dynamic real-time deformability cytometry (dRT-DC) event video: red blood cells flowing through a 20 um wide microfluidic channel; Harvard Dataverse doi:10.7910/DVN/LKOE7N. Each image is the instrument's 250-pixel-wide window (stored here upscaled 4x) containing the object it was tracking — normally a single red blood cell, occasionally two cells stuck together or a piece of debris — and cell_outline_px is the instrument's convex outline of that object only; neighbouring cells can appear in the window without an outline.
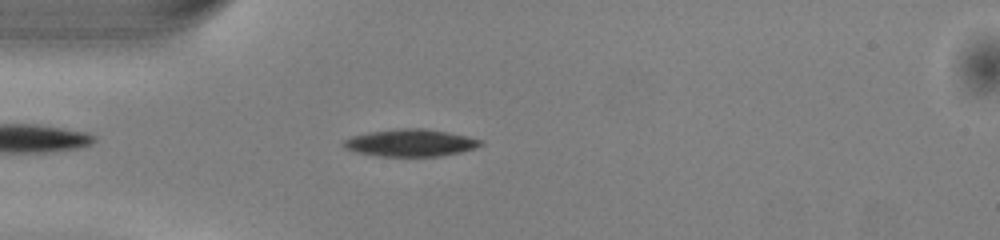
{"species": "common noctule bat (a hibernating species)", "species_latin": "Nyctalus noctula", "temperature_condition": "warm", "stored_images_in_passage": 36, "camera_frame_rate_fps": 3000, "um_per_image_px": 0.085, "animal": {"sex": "male", "body_mass_g": 13.0, "forearm_length_mm": 53.1}, "frame": {"image": 1, "passage_image": 2, "time_ms": 0.333, "image_size_px": [1000, 240], "cell_outline_px": [[484, 144], [476, 148], [460, 152], [440, 156], [380, 156], [356, 152], [344, 148], [344, 140], [352, 136], [368, 132], [400, 128], [424, 128], [448, 132], [468, 136], [484, 140]], "centroid_in_image_um": [34.94, 12.13], "position_along_channel_um": 50.1, "area_um2": 21.79}}
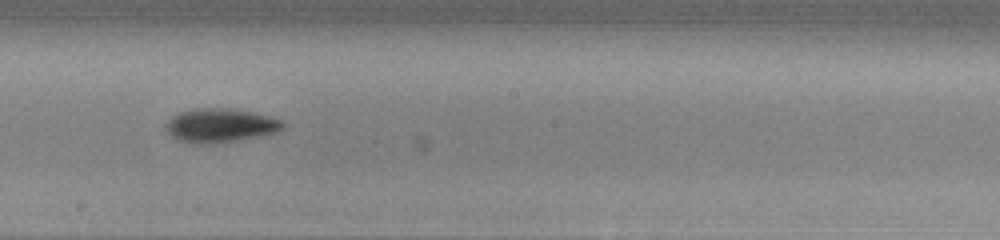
{"frame": {"image": 2, "passage_image": 16, "time_ms": 5.0, "image_size_px": [1000, 240], "cell_outline_px": [[284, 128], [280, 132], [264, 136], [216, 144], [192, 144], [176, 140], [164, 128], [164, 124], [172, 116], [180, 112], [192, 108], [236, 108], [268, 116], [280, 120], [284, 124]], "centroid_in_image_um": [18.72, 10.68], "position_along_channel_um": 229.5, "area_um2": 23.76}}
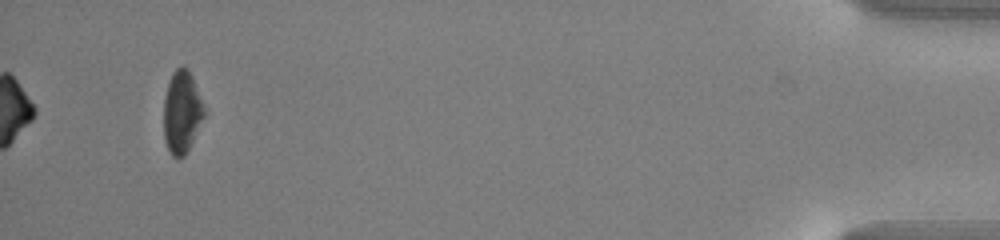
{"frame": {"image": 3, "passage_image": 36, "time_ms": 11.667, "image_size_px": [1000, 240], "cell_outline_px": [[208, 112], [184, 156], [172, 156], [164, 140], [164, 96], [172, 72], [180, 64], [184, 64], [188, 68]], "centroid_in_image_um": [15.48, 9.47], "position_along_channel_um": 419.7, "area_um2": 19.77}, "authors_computed_cell_mechanics": {"area_um2": 21.7906, "velocity_mm_per_s": 4.0695, "shape_relaxation_time_tau1_ms": 2.0403, "shape_relaxation_time_tau2_ms": null, "deformation_change_tau1": 0.1073, "deformation_change_tau2": null}}